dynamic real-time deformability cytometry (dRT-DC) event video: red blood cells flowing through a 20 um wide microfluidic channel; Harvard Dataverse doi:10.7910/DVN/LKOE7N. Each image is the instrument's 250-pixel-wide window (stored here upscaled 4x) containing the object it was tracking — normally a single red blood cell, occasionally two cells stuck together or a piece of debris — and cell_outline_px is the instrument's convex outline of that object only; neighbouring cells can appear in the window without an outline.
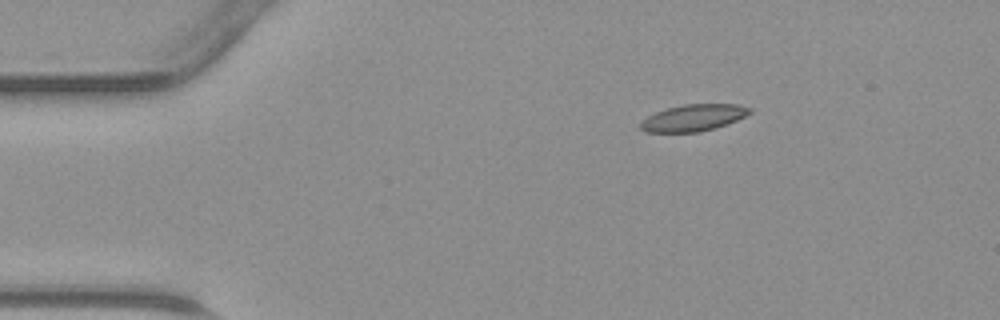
{"species": "common noctule bat (a hibernating species)", "species_latin": "Nyctalus noctula", "temperature_condition": "warm", "stored_images_in_passage": 39, "camera_frame_rate_fps": 3000, "um_per_image_px": 0.085, "animal": {"sex": "male", "body_mass_g": 23.1, "forearm_length_mm": 52.7}, "frame": {"image": 1, "passage_image": 1, "time_ms": 0.0, "image_size_px": [1000, 320], "cell_outline_px": [[752, 112], [736, 120], [716, 128], [700, 132], [644, 132], [640, 128], [640, 124], [648, 116], [656, 112], [668, 108], [684, 104], [736, 104], [752, 108]], "centroid_in_image_um": [58.95, 10.01], "position_along_channel_um": 26.0, "area_um2": 16.88}}
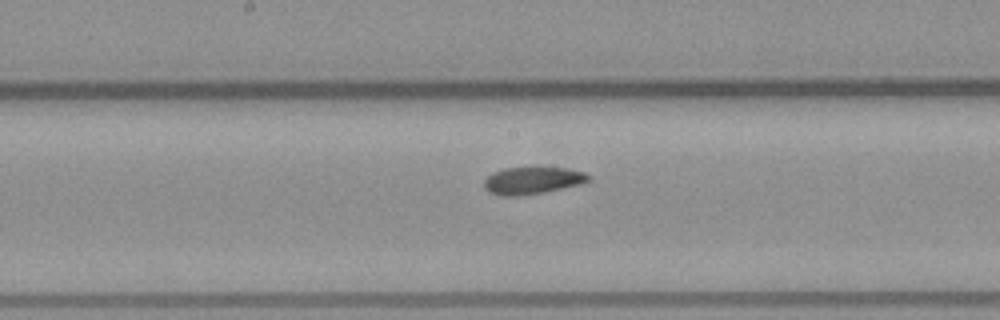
{"frame": {"image": 2, "passage_image": 17, "time_ms": 5.333, "image_size_px": [1000, 320], "cell_outline_px": [[592, 180], [580, 184], [544, 192], [520, 196], [500, 196], [488, 192], [484, 188], [484, 180], [492, 172], [504, 168], [568, 168], [584, 172], [592, 176]], "centroid_in_image_um": [45.25, 15.35], "position_along_channel_um": 202.9, "area_um2": 16.65}}
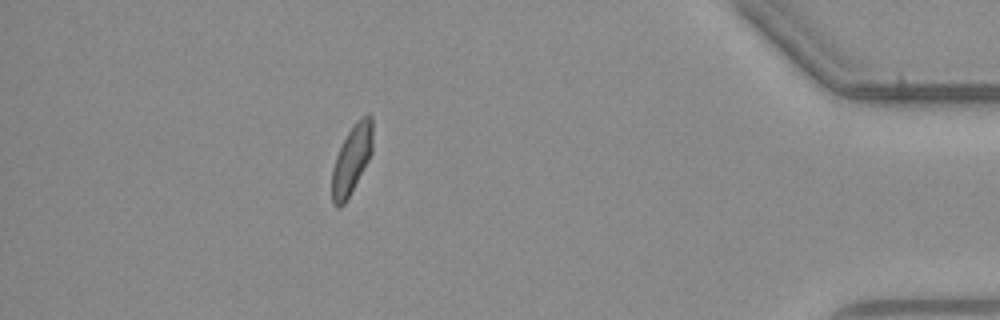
{"frame": {"image": 3, "passage_image": 34, "time_ms": 11.0, "image_size_px": [1000, 320], "cell_outline_px": [[372, 152], [368, 160], [344, 204], [340, 208], [336, 208], [332, 204], [332, 168], [336, 156], [348, 132], [356, 120], [368, 112], [372, 116]], "centroid_in_image_um": [29.89, 13.54], "position_along_channel_um": 405.3, "area_um2": 16.18}}